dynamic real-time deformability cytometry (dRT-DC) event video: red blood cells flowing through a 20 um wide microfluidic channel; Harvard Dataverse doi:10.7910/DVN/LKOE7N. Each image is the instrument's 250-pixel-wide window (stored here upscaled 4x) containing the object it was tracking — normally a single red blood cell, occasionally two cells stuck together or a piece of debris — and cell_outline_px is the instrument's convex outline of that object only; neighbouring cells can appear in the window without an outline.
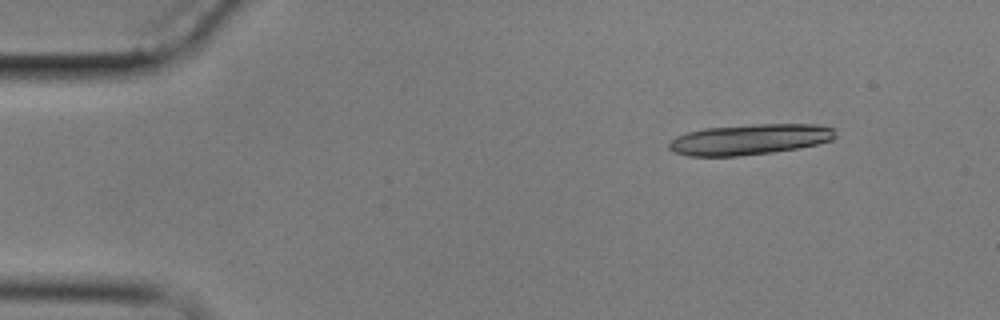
{"species": "common noctule bat (a hibernating species)", "species_latin": "Nyctalus noctula", "temperature_condition": "cold", "stored_images_in_passage": 7, "segment_of_instrument_passage": [1, 2], "camera_frame_rate_fps": 3000, "um_per_image_px": 0.085, "animal": {"sex": "male", "body_mass_g": 17.9}, "frame": {"image": 1, "passage_image": 2, "time_ms": 2.0, "image_size_px": [1000, 320], "cell_outline_px": [[836, 136], [832, 140], [816, 144], [796, 148], [772, 152], [736, 156], [688, 156], [672, 152], [668, 148], [668, 144], [676, 136], [688, 132], [704, 128], [752, 124], [816, 124], [836, 128]], "centroid_in_image_um": [63.72, 11.84], "position_along_channel_um": 21.3, "area_um2": 29.82}}